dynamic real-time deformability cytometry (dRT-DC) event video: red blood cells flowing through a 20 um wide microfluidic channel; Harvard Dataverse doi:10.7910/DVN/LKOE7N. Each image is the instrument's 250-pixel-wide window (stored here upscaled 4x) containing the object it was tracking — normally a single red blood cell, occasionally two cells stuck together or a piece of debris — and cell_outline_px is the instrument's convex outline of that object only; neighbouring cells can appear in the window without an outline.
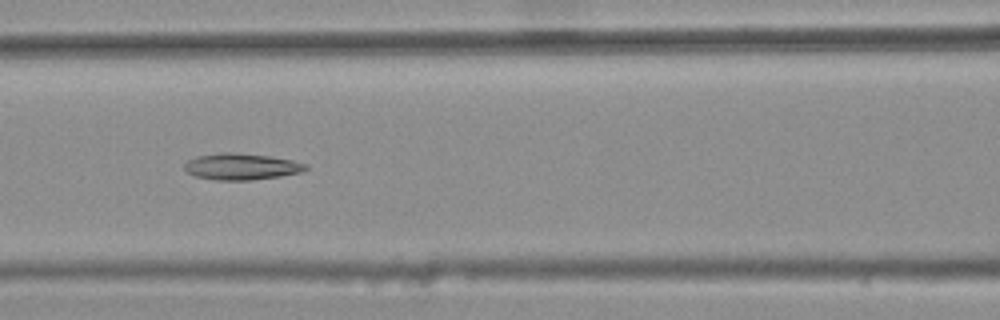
{"species": "common noctule bat (a hibernating species)", "species_latin": "Nyctalus noctula", "temperature_condition": "warm", "stored_images_in_passage": 9, "segment_of_instrument_passage": [1, 2], "camera_frame_rate_fps": 3000, "um_per_image_px": 0.085, "animal": {"sex": "female", "body_mass_g": 25.1}, "frame": {"image": 1, "passage_image": 7, "time_ms": 2.0, "image_size_px": [1000, 320], "cell_outline_px": [[308, 168], [300, 172], [280, 176], [252, 180], [216, 180], [196, 176], [188, 172], [184, 168], [184, 164], [188, 160], [196, 156], [220, 152], [232, 152], [268, 156], [292, 160], [308, 164]], "centroid_in_image_um": [20.51, 14.15], "position_along_channel_um": 146.1, "area_um2": 18.61}}
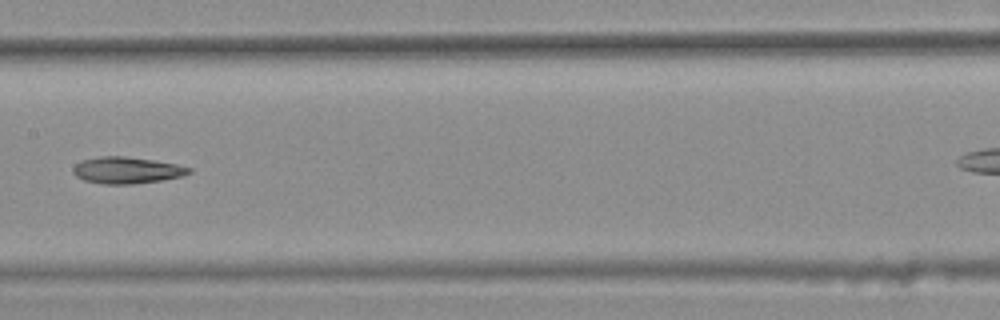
{"frame": {"image": 2, "passage_image": 8, "time_ms": 2.333, "image_size_px": [1000, 320], "cell_outline_px": [[192, 172], [184, 176], [160, 180], [132, 184], [104, 184], [84, 180], [76, 176], [72, 172], [72, 168], [80, 160], [100, 156], [124, 156], [152, 160], [176, 164], [192, 168]], "centroid_in_image_um": [10.76, 14.47], "position_along_channel_um": 196.6, "area_um2": 17.98}}